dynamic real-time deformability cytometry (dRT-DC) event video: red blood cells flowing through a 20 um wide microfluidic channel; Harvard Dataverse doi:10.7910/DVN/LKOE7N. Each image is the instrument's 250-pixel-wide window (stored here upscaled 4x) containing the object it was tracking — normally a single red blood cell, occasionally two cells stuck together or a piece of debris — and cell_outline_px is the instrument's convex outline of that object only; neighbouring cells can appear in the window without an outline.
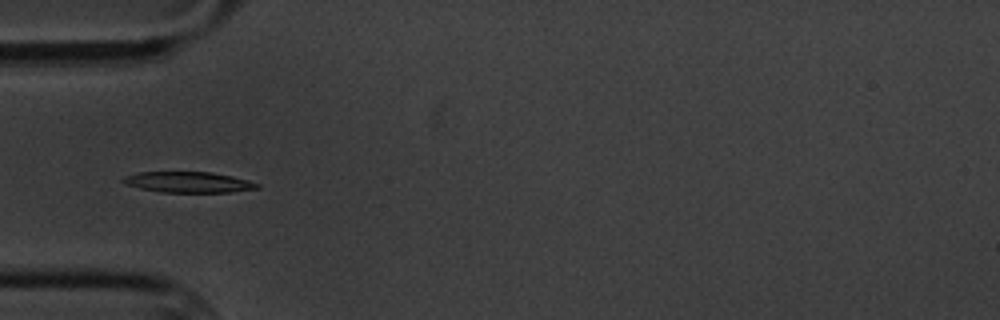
{"species": "common noctule bat (a hibernating species)", "species_latin": "Nyctalus noctula", "temperature_condition": "cold", "stored_images_in_passage": 9, "camera_frame_rate_fps": 3000, "um_per_image_px": 0.085, "animal": {"sex": "male", "body_mass_g": 20.1, "forearm_length_mm": 53.5}, "frame": {"image": 1, "passage_image": 4, "time_ms": 4.333, "image_size_px": [1000, 320], "cell_outline_px": [[260, 188], [232, 192], [160, 192], [140, 188], [128, 184], [120, 180], [124, 176], [140, 172], [212, 172], [232, 176], [248, 180], [260, 184]], "centroid_in_image_um": [16.05, 15.48], "position_along_channel_um": 69.0, "area_um2": 16.18}}
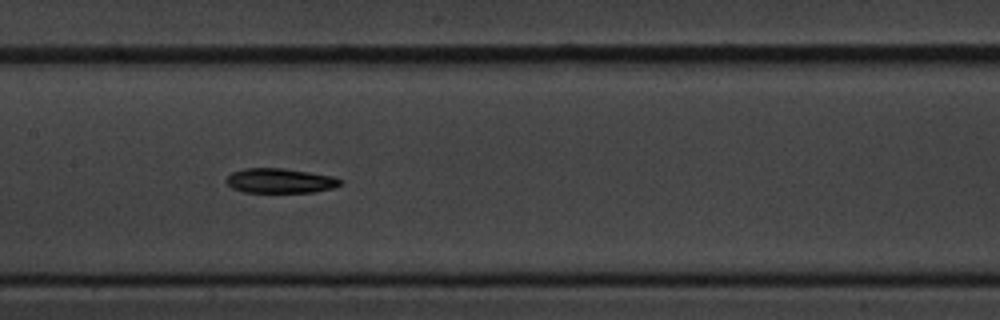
{"frame": {"image": 2, "passage_image": 7, "time_ms": 7.667, "image_size_px": [1000, 320], "cell_outline_px": [[344, 184], [332, 188], [312, 192], [244, 192], [232, 188], [224, 180], [232, 172], [244, 168], [284, 168], [332, 176], [344, 180]], "centroid_in_image_um": [23.82, 15.36], "position_along_channel_um": 183.6, "area_um2": 16.47}}
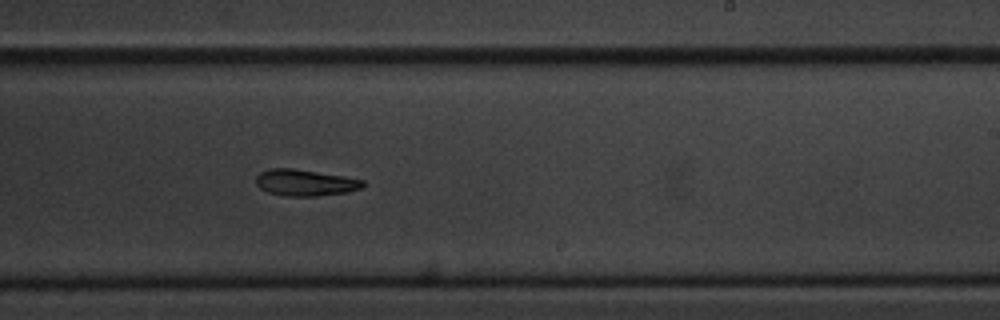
{"frame": {"image": 3, "passage_image": 9, "time_ms": 10.0, "image_size_px": [1000, 320], "cell_outline_px": [[368, 184], [360, 188], [348, 192], [316, 196], [284, 196], [268, 192], [260, 188], [256, 184], [256, 176], [260, 172], [272, 168], [292, 168], [364, 180]], "centroid_in_image_um": [25.93, 15.53], "position_along_channel_um": 263.1, "area_um2": 16.36}}